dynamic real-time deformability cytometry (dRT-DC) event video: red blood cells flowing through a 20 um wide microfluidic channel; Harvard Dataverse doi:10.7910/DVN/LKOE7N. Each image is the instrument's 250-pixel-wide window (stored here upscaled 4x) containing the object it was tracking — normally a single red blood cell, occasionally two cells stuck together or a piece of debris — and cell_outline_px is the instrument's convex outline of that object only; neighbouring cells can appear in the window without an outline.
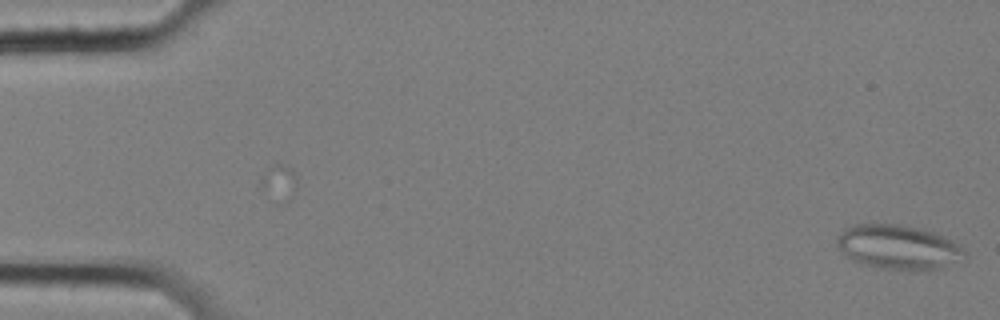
{"species": "common noctule bat (a hibernating species)", "species_latin": "Nyctalus noctula", "temperature_condition": "cold", "stored_images_in_passage": 5, "camera_frame_rate_fps": 3000, "um_per_image_px": 0.085, "animal": {"sex": "female", "body_mass_g": 25.1}, "frame": {"image": 1, "passage_image": 5, "time_ms": 1.333, "image_size_px": [1000, 320], "cell_outline_px": [[968, 256], [940, 268], [908, 272], [880, 268], [864, 264], [852, 260], [836, 244], [836, 236], [844, 228], [852, 224], [900, 224], [920, 228], [944, 236], [952, 240]], "centroid_in_image_um": [76.32, 21.01], "position_along_channel_um": 8.7, "area_um2": 33.18}}